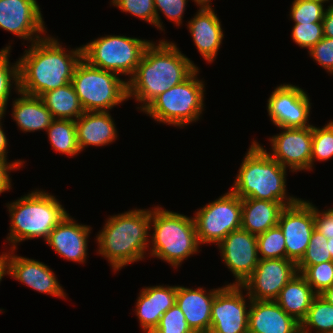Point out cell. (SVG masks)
<instances>
[{"instance_id":"obj_1","label":"cell","mask_w":333,"mask_h":333,"mask_svg":"<svg viewBox=\"0 0 333 333\" xmlns=\"http://www.w3.org/2000/svg\"><path fill=\"white\" fill-rule=\"evenodd\" d=\"M62 44L48 34L27 46L17 60L20 92L40 97L71 82L82 46L68 50Z\"/></svg>"},{"instance_id":"obj_2","label":"cell","mask_w":333,"mask_h":333,"mask_svg":"<svg viewBox=\"0 0 333 333\" xmlns=\"http://www.w3.org/2000/svg\"><path fill=\"white\" fill-rule=\"evenodd\" d=\"M176 43L166 39L146 47L135 73L127 81L128 99H135L140 112L158 95L186 80L196 69Z\"/></svg>"},{"instance_id":"obj_3","label":"cell","mask_w":333,"mask_h":333,"mask_svg":"<svg viewBox=\"0 0 333 333\" xmlns=\"http://www.w3.org/2000/svg\"><path fill=\"white\" fill-rule=\"evenodd\" d=\"M151 208H133L105 220L96 238V252L105 258L116 273L125 266L148 257ZM146 255V256H145Z\"/></svg>"},{"instance_id":"obj_4","label":"cell","mask_w":333,"mask_h":333,"mask_svg":"<svg viewBox=\"0 0 333 333\" xmlns=\"http://www.w3.org/2000/svg\"><path fill=\"white\" fill-rule=\"evenodd\" d=\"M231 191L241 199L252 198L293 205L300 198L287 192V168L274 160L264 146L252 140Z\"/></svg>"},{"instance_id":"obj_5","label":"cell","mask_w":333,"mask_h":333,"mask_svg":"<svg viewBox=\"0 0 333 333\" xmlns=\"http://www.w3.org/2000/svg\"><path fill=\"white\" fill-rule=\"evenodd\" d=\"M10 217L6 236L9 249L17 250L22 241L41 239L46 241L50 232L68 214L61 201L46 190H33L5 204Z\"/></svg>"},{"instance_id":"obj_6","label":"cell","mask_w":333,"mask_h":333,"mask_svg":"<svg viewBox=\"0 0 333 333\" xmlns=\"http://www.w3.org/2000/svg\"><path fill=\"white\" fill-rule=\"evenodd\" d=\"M150 231L149 257L167 262L175 269L201 251L192 216L167 210L161 205L154 206Z\"/></svg>"},{"instance_id":"obj_7","label":"cell","mask_w":333,"mask_h":333,"mask_svg":"<svg viewBox=\"0 0 333 333\" xmlns=\"http://www.w3.org/2000/svg\"><path fill=\"white\" fill-rule=\"evenodd\" d=\"M197 68L182 83L154 98L141 112L157 123L185 127L200 120L205 104V81Z\"/></svg>"},{"instance_id":"obj_8","label":"cell","mask_w":333,"mask_h":333,"mask_svg":"<svg viewBox=\"0 0 333 333\" xmlns=\"http://www.w3.org/2000/svg\"><path fill=\"white\" fill-rule=\"evenodd\" d=\"M90 65L83 58L76 65L71 83L84 112L111 111L128 101L127 77Z\"/></svg>"},{"instance_id":"obj_9","label":"cell","mask_w":333,"mask_h":333,"mask_svg":"<svg viewBox=\"0 0 333 333\" xmlns=\"http://www.w3.org/2000/svg\"><path fill=\"white\" fill-rule=\"evenodd\" d=\"M150 43V40L126 35L100 36L81 45L82 58L94 67L128 76V81Z\"/></svg>"},{"instance_id":"obj_10","label":"cell","mask_w":333,"mask_h":333,"mask_svg":"<svg viewBox=\"0 0 333 333\" xmlns=\"http://www.w3.org/2000/svg\"><path fill=\"white\" fill-rule=\"evenodd\" d=\"M196 210L193 217L201 246L218 245L228 234L241 229L242 199L230 189Z\"/></svg>"},{"instance_id":"obj_11","label":"cell","mask_w":333,"mask_h":333,"mask_svg":"<svg viewBox=\"0 0 333 333\" xmlns=\"http://www.w3.org/2000/svg\"><path fill=\"white\" fill-rule=\"evenodd\" d=\"M307 92L299 85H277L267 99L270 121L278 128H304L309 123L312 103Z\"/></svg>"},{"instance_id":"obj_12","label":"cell","mask_w":333,"mask_h":333,"mask_svg":"<svg viewBox=\"0 0 333 333\" xmlns=\"http://www.w3.org/2000/svg\"><path fill=\"white\" fill-rule=\"evenodd\" d=\"M251 301L241 285H223L212 303L209 333H248Z\"/></svg>"},{"instance_id":"obj_13","label":"cell","mask_w":333,"mask_h":333,"mask_svg":"<svg viewBox=\"0 0 333 333\" xmlns=\"http://www.w3.org/2000/svg\"><path fill=\"white\" fill-rule=\"evenodd\" d=\"M278 225L285 238L286 259L297 264L304 256L315 229L314 204L300 198L293 205L286 206Z\"/></svg>"},{"instance_id":"obj_14","label":"cell","mask_w":333,"mask_h":333,"mask_svg":"<svg viewBox=\"0 0 333 333\" xmlns=\"http://www.w3.org/2000/svg\"><path fill=\"white\" fill-rule=\"evenodd\" d=\"M37 0H0V28L32 44L47 35Z\"/></svg>"},{"instance_id":"obj_15","label":"cell","mask_w":333,"mask_h":333,"mask_svg":"<svg viewBox=\"0 0 333 333\" xmlns=\"http://www.w3.org/2000/svg\"><path fill=\"white\" fill-rule=\"evenodd\" d=\"M282 131L269 137L270 157L289 172L311 170L312 126L304 128H279Z\"/></svg>"},{"instance_id":"obj_16","label":"cell","mask_w":333,"mask_h":333,"mask_svg":"<svg viewBox=\"0 0 333 333\" xmlns=\"http://www.w3.org/2000/svg\"><path fill=\"white\" fill-rule=\"evenodd\" d=\"M297 273V264L290 259H260L254 272L241 286L251 300L275 301Z\"/></svg>"},{"instance_id":"obj_17","label":"cell","mask_w":333,"mask_h":333,"mask_svg":"<svg viewBox=\"0 0 333 333\" xmlns=\"http://www.w3.org/2000/svg\"><path fill=\"white\" fill-rule=\"evenodd\" d=\"M220 257L235 280L226 285H242L259 263L257 235L239 229L228 234L218 245Z\"/></svg>"},{"instance_id":"obj_18","label":"cell","mask_w":333,"mask_h":333,"mask_svg":"<svg viewBox=\"0 0 333 333\" xmlns=\"http://www.w3.org/2000/svg\"><path fill=\"white\" fill-rule=\"evenodd\" d=\"M14 251L9 249L2 253L6 262V275L34 291L66 299L63 286L49 266L36 259L18 256Z\"/></svg>"},{"instance_id":"obj_19","label":"cell","mask_w":333,"mask_h":333,"mask_svg":"<svg viewBox=\"0 0 333 333\" xmlns=\"http://www.w3.org/2000/svg\"><path fill=\"white\" fill-rule=\"evenodd\" d=\"M92 227L78 223L68 213L50 232L45 241L62 258L84 264L87 261Z\"/></svg>"},{"instance_id":"obj_20","label":"cell","mask_w":333,"mask_h":333,"mask_svg":"<svg viewBox=\"0 0 333 333\" xmlns=\"http://www.w3.org/2000/svg\"><path fill=\"white\" fill-rule=\"evenodd\" d=\"M199 10L187 22V29L199 54L213 63L221 48L224 31L212 5H198Z\"/></svg>"},{"instance_id":"obj_21","label":"cell","mask_w":333,"mask_h":333,"mask_svg":"<svg viewBox=\"0 0 333 333\" xmlns=\"http://www.w3.org/2000/svg\"><path fill=\"white\" fill-rule=\"evenodd\" d=\"M176 285H154L140 290L134 313L142 332L152 333L162 315L176 304Z\"/></svg>"},{"instance_id":"obj_22","label":"cell","mask_w":333,"mask_h":333,"mask_svg":"<svg viewBox=\"0 0 333 333\" xmlns=\"http://www.w3.org/2000/svg\"><path fill=\"white\" fill-rule=\"evenodd\" d=\"M204 288L177 285L176 305L184 313L186 322L195 333H209L212 303L222 287L210 290Z\"/></svg>"},{"instance_id":"obj_23","label":"cell","mask_w":333,"mask_h":333,"mask_svg":"<svg viewBox=\"0 0 333 333\" xmlns=\"http://www.w3.org/2000/svg\"><path fill=\"white\" fill-rule=\"evenodd\" d=\"M300 323L285 313L275 301L252 300L248 333H298Z\"/></svg>"},{"instance_id":"obj_24","label":"cell","mask_w":333,"mask_h":333,"mask_svg":"<svg viewBox=\"0 0 333 333\" xmlns=\"http://www.w3.org/2000/svg\"><path fill=\"white\" fill-rule=\"evenodd\" d=\"M110 111L84 112L75 120L80 152L88 146L103 147L117 140L118 131Z\"/></svg>"},{"instance_id":"obj_25","label":"cell","mask_w":333,"mask_h":333,"mask_svg":"<svg viewBox=\"0 0 333 333\" xmlns=\"http://www.w3.org/2000/svg\"><path fill=\"white\" fill-rule=\"evenodd\" d=\"M18 98H13L12 118L16 122L17 128L23 133H31L47 128L54 120L52 114L47 109L42 99L37 96H31L18 91ZM15 99V100H14Z\"/></svg>"},{"instance_id":"obj_26","label":"cell","mask_w":333,"mask_h":333,"mask_svg":"<svg viewBox=\"0 0 333 333\" xmlns=\"http://www.w3.org/2000/svg\"><path fill=\"white\" fill-rule=\"evenodd\" d=\"M285 207L282 202L242 199L241 229L254 235L262 234L278 225L280 214Z\"/></svg>"},{"instance_id":"obj_27","label":"cell","mask_w":333,"mask_h":333,"mask_svg":"<svg viewBox=\"0 0 333 333\" xmlns=\"http://www.w3.org/2000/svg\"><path fill=\"white\" fill-rule=\"evenodd\" d=\"M317 296L301 273L295 274L279 292L275 302L299 323L306 317L313 299Z\"/></svg>"},{"instance_id":"obj_28","label":"cell","mask_w":333,"mask_h":333,"mask_svg":"<svg viewBox=\"0 0 333 333\" xmlns=\"http://www.w3.org/2000/svg\"><path fill=\"white\" fill-rule=\"evenodd\" d=\"M40 98L54 119L75 121L84 113L71 82L43 93Z\"/></svg>"},{"instance_id":"obj_29","label":"cell","mask_w":333,"mask_h":333,"mask_svg":"<svg viewBox=\"0 0 333 333\" xmlns=\"http://www.w3.org/2000/svg\"><path fill=\"white\" fill-rule=\"evenodd\" d=\"M46 134L53 150L70 157L79 155L75 121L54 119L47 128Z\"/></svg>"},{"instance_id":"obj_30","label":"cell","mask_w":333,"mask_h":333,"mask_svg":"<svg viewBox=\"0 0 333 333\" xmlns=\"http://www.w3.org/2000/svg\"><path fill=\"white\" fill-rule=\"evenodd\" d=\"M300 330L304 333L333 332V305L317 295L300 323Z\"/></svg>"},{"instance_id":"obj_31","label":"cell","mask_w":333,"mask_h":333,"mask_svg":"<svg viewBox=\"0 0 333 333\" xmlns=\"http://www.w3.org/2000/svg\"><path fill=\"white\" fill-rule=\"evenodd\" d=\"M8 44L0 50V112L5 115L8 101L12 96L11 92L19 91L18 61L15 63L9 61L12 48L11 44Z\"/></svg>"},{"instance_id":"obj_32","label":"cell","mask_w":333,"mask_h":333,"mask_svg":"<svg viewBox=\"0 0 333 333\" xmlns=\"http://www.w3.org/2000/svg\"><path fill=\"white\" fill-rule=\"evenodd\" d=\"M333 157V120H329L324 126L312 125V154L311 171L316 161H328Z\"/></svg>"},{"instance_id":"obj_33","label":"cell","mask_w":333,"mask_h":333,"mask_svg":"<svg viewBox=\"0 0 333 333\" xmlns=\"http://www.w3.org/2000/svg\"><path fill=\"white\" fill-rule=\"evenodd\" d=\"M259 259L286 258L285 238L279 225L257 235Z\"/></svg>"},{"instance_id":"obj_34","label":"cell","mask_w":333,"mask_h":333,"mask_svg":"<svg viewBox=\"0 0 333 333\" xmlns=\"http://www.w3.org/2000/svg\"><path fill=\"white\" fill-rule=\"evenodd\" d=\"M327 241L323 234L314 229L307 250L297 263L298 273H302L308 266L333 261Z\"/></svg>"},{"instance_id":"obj_35","label":"cell","mask_w":333,"mask_h":333,"mask_svg":"<svg viewBox=\"0 0 333 333\" xmlns=\"http://www.w3.org/2000/svg\"><path fill=\"white\" fill-rule=\"evenodd\" d=\"M325 6L326 4L317 0H293L288 15L294 24L322 23Z\"/></svg>"},{"instance_id":"obj_36","label":"cell","mask_w":333,"mask_h":333,"mask_svg":"<svg viewBox=\"0 0 333 333\" xmlns=\"http://www.w3.org/2000/svg\"><path fill=\"white\" fill-rule=\"evenodd\" d=\"M192 1L198 6L195 0ZM187 4L188 0H154L157 30L163 31L165 27L160 17V12L166 17V19L176 24V26H181Z\"/></svg>"},{"instance_id":"obj_37","label":"cell","mask_w":333,"mask_h":333,"mask_svg":"<svg viewBox=\"0 0 333 333\" xmlns=\"http://www.w3.org/2000/svg\"><path fill=\"white\" fill-rule=\"evenodd\" d=\"M317 295L333 285V261L308 266L301 273Z\"/></svg>"},{"instance_id":"obj_38","label":"cell","mask_w":333,"mask_h":333,"mask_svg":"<svg viewBox=\"0 0 333 333\" xmlns=\"http://www.w3.org/2000/svg\"><path fill=\"white\" fill-rule=\"evenodd\" d=\"M110 3V6L117 7L122 12L129 13L156 27L154 0H111Z\"/></svg>"},{"instance_id":"obj_39","label":"cell","mask_w":333,"mask_h":333,"mask_svg":"<svg viewBox=\"0 0 333 333\" xmlns=\"http://www.w3.org/2000/svg\"><path fill=\"white\" fill-rule=\"evenodd\" d=\"M293 42L308 51L323 37V23L294 24L291 30Z\"/></svg>"},{"instance_id":"obj_40","label":"cell","mask_w":333,"mask_h":333,"mask_svg":"<svg viewBox=\"0 0 333 333\" xmlns=\"http://www.w3.org/2000/svg\"><path fill=\"white\" fill-rule=\"evenodd\" d=\"M152 333H195L186 322V317L175 304L160 318Z\"/></svg>"},{"instance_id":"obj_41","label":"cell","mask_w":333,"mask_h":333,"mask_svg":"<svg viewBox=\"0 0 333 333\" xmlns=\"http://www.w3.org/2000/svg\"><path fill=\"white\" fill-rule=\"evenodd\" d=\"M307 52L313 61L333 75V38L323 37Z\"/></svg>"},{"instance_id":"obj_42","label":"cell","mask_w":333,"mask_h":333,"mask_svg":"<svg viewBox=\"0 0 333 333\" xmlns=\"http://www.w3.org/2000/svg\"><path fill=\"white\" fill-rule=\"evenodd\" d=\"M9 159L0 158V194L3 192L10 191L12 189V179H11V171L20 170V168L24 167V160H14L8 162Z\"/></svg>"},{"instance_id":"obj_43","label":"cell","mask_w":333,"mask_h":333,"mask_svg":"<svg viewBox=\"0 0 333 333\" xmlns=\"http://www.w3.org/2000/svg\"><path fill=\"white\" fill-rule=\"evenodd\" d=\"M315 230L323 234L327 239L333 237V217L326 210H319L314 205Z\"/></svg>"},{"instance_id":"obj_44","label":"cell","mask_w":333,"mask_h":333,"mask_svg":"<svg viewBox=\"0 0 333 333\" xmlns=\"http://www.w3.org/2000/svg\"><path fill=\"white\" fill-rule=\"evenodd\" d=\"M322 23L324 37L333 38V6H327Z\"/></svg>"},{"instance_id":"obj_45","label":"cell","mask_w":333,"mask_h":333,"mask_svg":"<svg viewBox=\"0 0 333 333\" xmlns=\"http://www.w3.org/2000/svg\"><path fill=\"white\" fill-rule=\"evenodd\" d=\"M5 117V114L3 112H0V158L2 159H8V138L6 137V133L3 129V118Z\"/></svg>"},{"instance_id":"obj_46","label":"cell","mask_w":333,"mask_h":333,"mask_svg":"<svg viewBox=\"0 0 333 333\" xmlns=\"http://www.w3.org/2000/svg\"><path fill=\"white\" fill-rule=\"evenodd\" d=\"M320 296L329 304L333 305V285L321 293Z\"/></svg>"},{"instance_id":"obj_47","label":"cell","mask_w":333,"mask_h":333,"mask_svg":"<svg viewBox=\"0 0 333 333\" xmlns=\"http://www.w3.org/2000/svg\"><path fill=\"white\" fill-rule=\"evenodd\" d=\"M5 276H6V262L4 256L0 254V283Z\"/></svg>"},{"instance_id":"obj_48","label":"cell","mask_w":333,"mask_h":333,"mask_svg":"<svg viewBox=\"0 0 333 333\" xmlns=\"http://www.w3.org/2000/svg\"><path fill=\"white\" fill-rule=\"evenodd\" d=\"M198 5H212V0H195Z\"/></svg>"},{"instance_id":"obj_49","label":"cell","mask_w":333,"mask_h":333,"mask_svg":"<svg viewBox=\"0 0 333 333\" xmlns=\"http://www.w3.org/2000/svg\"><path fill=\"white\" fill-rule=\"evenodd\" d=\"M327 242H329V252H330L331 257H332V259H333V237L330 238V239H328Z\"/></svg>"},{"instance_id":"obj_50","label":"cell","mask_w":333,"mask_h":333,"mask_svg":"<svg viewBox=\"0 0 333 333\" xmlns=\"http://www.w3.org/2000/svg\"><path fill=\"white\" fill-rule=\"evenodd\" d=\"M317 1H320V2H323L324 4L325 3H330L329 6H333V0H317Z\"/></svg>"},{"instance_id":"obj_51","label":"cell","mask_w":333,"mask_h":333,"mask_svg":"<svg viewBox=\"0 0 333 333\" xmlns=\"http://www.w3.org/2000/svg\"><path fill=\"white\" fill-rule=\"evenodd\" d=\"M326 211L333 217V207L327 208Z\"/></svg>"}]
</instances>
